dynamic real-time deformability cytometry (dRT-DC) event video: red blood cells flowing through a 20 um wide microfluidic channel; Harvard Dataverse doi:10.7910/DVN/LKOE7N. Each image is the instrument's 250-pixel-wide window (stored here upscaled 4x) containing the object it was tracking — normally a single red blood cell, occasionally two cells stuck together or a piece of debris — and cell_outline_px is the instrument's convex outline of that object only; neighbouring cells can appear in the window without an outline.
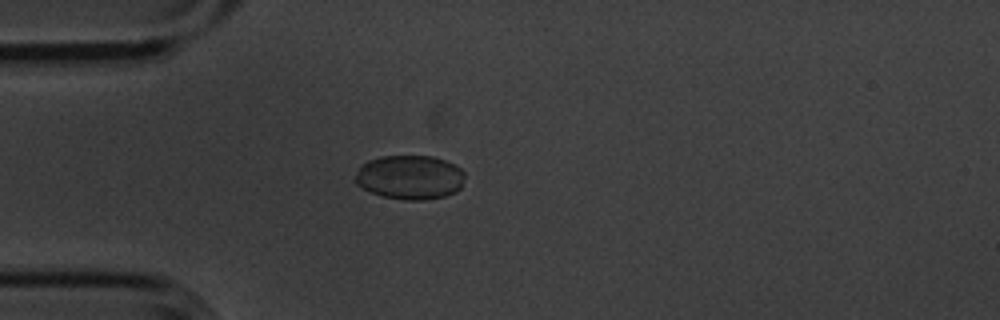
{"species": "common noctule bat (a hibernating species)", "species_latin": "Nyctalus noctula", "temperature_condition": "cold", "stored_images_in_passage": 3, "camera_frame_rate_fps": 3000, "um_per_image_px": 0.085, "animal": {"sex": "male", "body_mass_g": 20.1, "forearm_length_mm": 53.5}, "frame": {"image": 1, "passage_image": 3, "time_ms": 0.667, "image_size_px": [1000, 320], "cell_outline_px": [[464, 176], [460, 188], [456, 192], [444, 196], [424, 200], [404, 200], [384, 196], [372, 192], [356, 184], [352, 180], [360, 164], [368, 160], [380, 156], [432, 156], [456, 164], [464, 172]], "centroid_in_image_um": [34.81, 15.06], "position_along_channel_um": 50.2, "area_um2": 28.44}}